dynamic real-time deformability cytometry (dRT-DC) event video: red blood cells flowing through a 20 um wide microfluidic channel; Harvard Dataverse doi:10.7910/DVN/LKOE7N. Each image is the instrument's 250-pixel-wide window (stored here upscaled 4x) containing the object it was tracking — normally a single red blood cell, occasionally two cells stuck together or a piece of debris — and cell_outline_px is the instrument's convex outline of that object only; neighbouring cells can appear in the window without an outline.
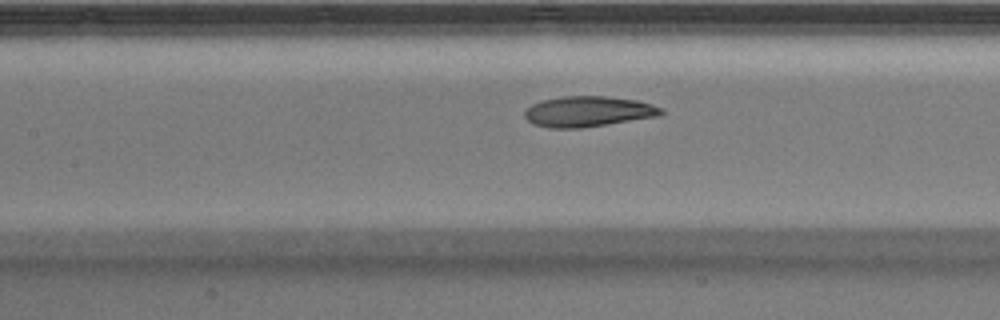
{"species": "Egyptian fruit bat (a non-hibernating species)", "species_latin": "Rousettus aegyptiacus", "temperature_condition": "warm", "stored_images_in_passage": 35, "camera_frame_rate_fps": 3000, "um_per_image_px": 0.085, "animal": {"sex": "male"}, "frame": {"image": 1, "passage_image": 12, "time_ms": 3.667, "image_size_px": [1000, 320], "cell_outline_px": [[664, 112], [660, 116], [580, 128], [548, 128], [532, 124], [524, 116], [524, 112], [532, 104], [540, 100], [564, 96], [604, 96], [636, 100], [652, 104], [660, 108]], "centroid_in_image_um": [49.96, 9.48], "position_along_channel_um": 157.4, "area_um2": 24.28}}
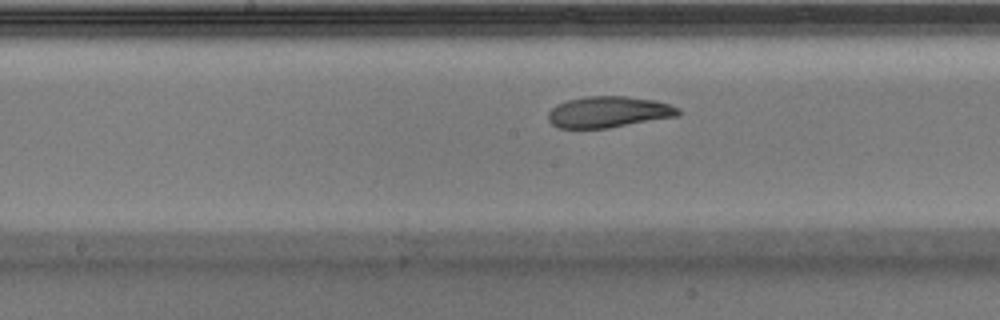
{"frame": {"image": 2, "passage_image": 15, "time_ms": 4.667, "image_size_px": [1000, 320], "cell_outline_px": [[680, 116], [608, 128], [560, 128], [552, 124], [548, 120], [548, 112], [556, 104], [568, 100], [584, 96], [628, 96], [656, 100], [680, 108]], "centroid_in_image_um": [51.75, 9.51], "position_along_channel_um": 196.5, "area_um2": 23.87}}
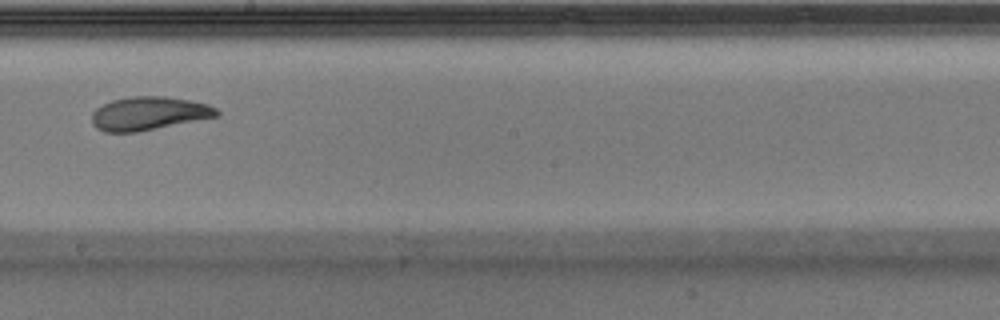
{"frame": {"image": 3, "passage_image": 18, "time_ms": 5.667, "image_size_px": [1000, 320], "cell_outline_px": [[220, 116], [136, 132], [104, 132], [96, 128], [92, 124], [92, 112], [96, 108], [112, 100], [132, 96], [164, 96], [188, 100], [208, 104], [216, 108], [220, 112]], "centroid_in_image_um": [12.65, 9.64], "position_along_channel_um": 235.6, "area_um2": 24.33}}